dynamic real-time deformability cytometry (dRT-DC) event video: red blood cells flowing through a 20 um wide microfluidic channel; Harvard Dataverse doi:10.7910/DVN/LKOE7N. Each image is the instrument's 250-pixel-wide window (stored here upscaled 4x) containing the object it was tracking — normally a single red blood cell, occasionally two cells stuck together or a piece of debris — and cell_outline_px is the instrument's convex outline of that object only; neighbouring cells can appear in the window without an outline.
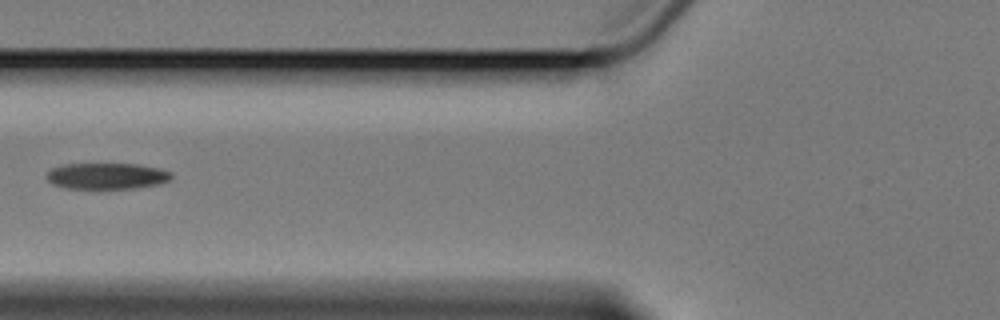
{"species": "Egyptian fruit bat (a non-hibernating species)", "species_latin": "Rousettus aegyptiacus", "temperature_condition": "cold", "stored_images_in_passage": 6, "camera_frame_rate_fps": 3000, "um_per_image_px": 0.085, "animal": {"sex": "female"}, "frame": {"image": 1, "passage_image": 6, "time_ms": 6.667, "image_size_px": [1000, 320], "cell_outline_px": [[172, 180], [160, 184], [136, 188], [64, 188], [52, 184], [48, 180], [48, 172], [52, 168], [64, 164], [136, 164], [160, 168], [172, 172]], "centroid_in_image_um": [9.13, 14.96], "position_along_channel_um": 116.7, "area_um2": 19.07}}